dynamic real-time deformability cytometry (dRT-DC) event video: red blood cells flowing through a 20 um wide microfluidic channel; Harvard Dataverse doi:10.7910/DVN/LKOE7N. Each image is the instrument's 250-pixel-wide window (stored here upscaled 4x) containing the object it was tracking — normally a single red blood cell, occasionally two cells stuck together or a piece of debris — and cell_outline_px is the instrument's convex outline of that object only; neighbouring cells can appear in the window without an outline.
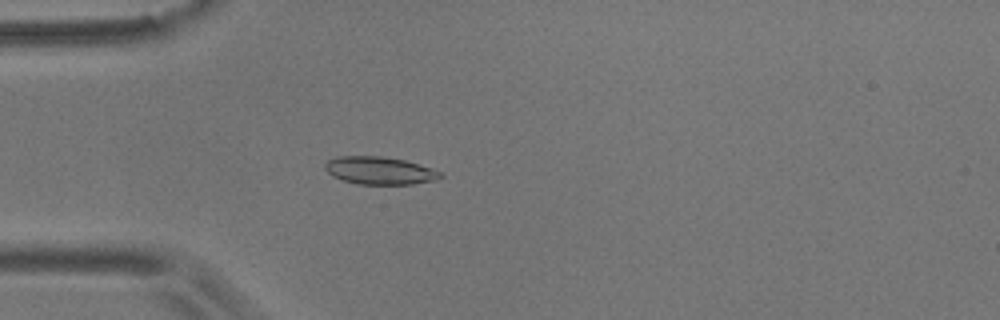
{"species": "common noctule bat (a hibernating species)", "species_latin": "Nyctalus noctula", "temperature_condition": "room temperature", "stored_images_in_passage": 41, "camera_frame_rate_fps": 3000, "um_per_image_px": 0.085, "animal": {"sex": "male", "body_mass_g": 17.9}, "frame": {"image": 1, "passage_image": 7, "time_ms": 2.0, "image_size_px": [1000, 320], "cell_outline_px": [[444, 176], [436, 180], [412, 184], [356, 184], [332, 176], [324, 168], [324, 164], [328, 160], [336, 156], [384, 156], [404, 160], [444, 172]], "centroid_in_image_um": [32.28, 14.49], "position_along_channel_um": 52.7, "area_um2": 18.73}}
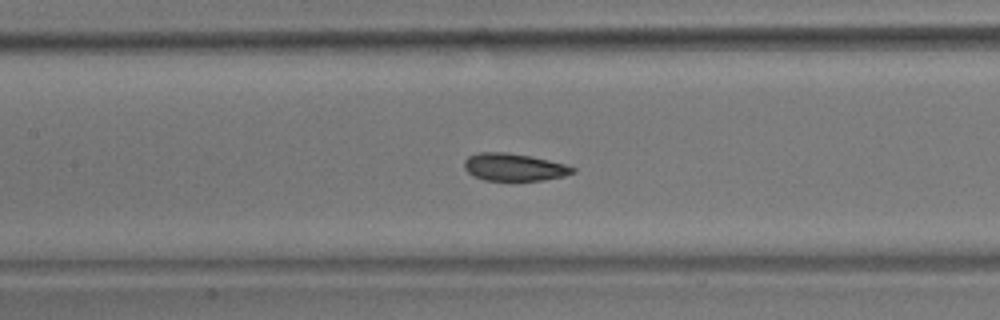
{"frame": {"image": 2, "passage_image": 17, "time_ms": 5.333, "image_size_px": [1000, 320], "cell_outline_px": [[576, 172], [564, 176], [544, 180], [484, 180], [472, 176], [464, 168], [464, 160], [468, 156], [476, 152], [508, 152], [532, 156], [564, 164], [576, 168]], "centroid_in_image_um": [43.67, 14.2], "position_along_channel_um": 163.7, "area_um2": 17.51}}
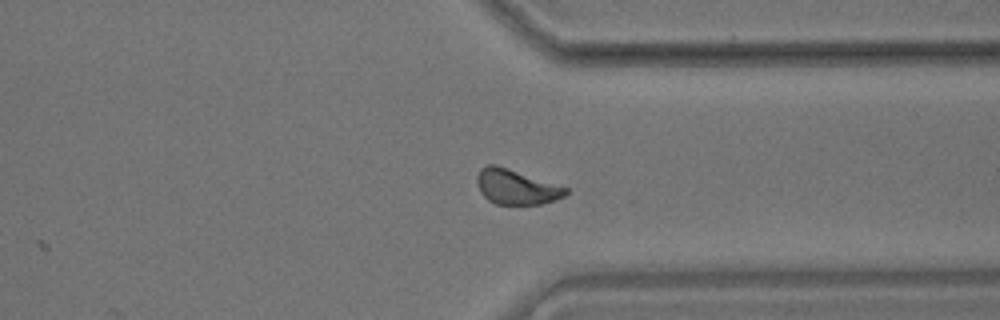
{"frame": {"image": 3, "passage_image": 34, "time_ms": 11.0, "image_size_px": [1000, 320], "cell_outline_px": [[568, 192], [564, 196], [556, 200], [540, 204], [496, 204], [488, 200], [480, 192], [476, 180], [476, 176], [480, 168], [488, 164], [496, 164], [568, 188]], "centroid_in_image_um": [43.85, 15.88], "position_along_channel_um": 367.6, "area_um2": 18.03}, "authors_computed_cell_mechanics": {"area_um2": 17.9758, "velocity_mm_per_s": 3.6097, "shape_relaxation_time_tau1_ms": 3.4723, "shape_relaxation_time_tau2_ms": 1.2822, "deformation_change_tau1": 0.0989, "deformation_change_tau2": 0.0463}}